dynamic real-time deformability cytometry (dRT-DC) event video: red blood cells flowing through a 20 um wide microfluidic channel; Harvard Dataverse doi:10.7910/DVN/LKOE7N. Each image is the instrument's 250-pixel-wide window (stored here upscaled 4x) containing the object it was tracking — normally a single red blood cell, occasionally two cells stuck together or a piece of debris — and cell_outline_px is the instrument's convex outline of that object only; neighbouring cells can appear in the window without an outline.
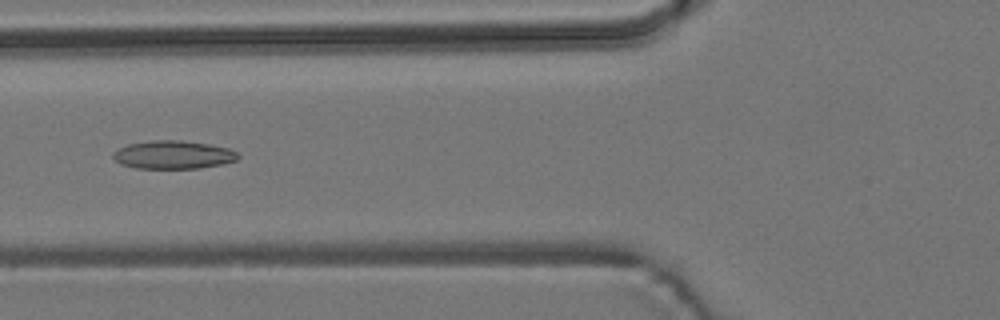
{"species": "common noctule bat (a hibernating species)", "species_latin": "Nyctalus noctula", "temperature_condition": "room temperature", "stored_images_in_passage": 6, "camera_frame_rate_fps": 3000, "um_per_image_px": 0.085, "animal": {"sex": "male", "body_mass_g": 19.2, "forearm_length_mm": 51.8}, "frame": {"image": 1, "passage_image": 6, "time_ms": 5.667, "image_size_px": [1000, 320], "cell_outline_px": [[240, 156], [236, 160], [224, 164], [200, 168], [136, 168], [120, 164], [112, 156], [120, 148], [128, 144], [152, 140], [180, 140], [208, 144], [228, 148], [236, 152]], "centroid_in_image_um": [14.75, 13.16], "position_along_channel_um": 111.1, "area_um2": 20.4}}